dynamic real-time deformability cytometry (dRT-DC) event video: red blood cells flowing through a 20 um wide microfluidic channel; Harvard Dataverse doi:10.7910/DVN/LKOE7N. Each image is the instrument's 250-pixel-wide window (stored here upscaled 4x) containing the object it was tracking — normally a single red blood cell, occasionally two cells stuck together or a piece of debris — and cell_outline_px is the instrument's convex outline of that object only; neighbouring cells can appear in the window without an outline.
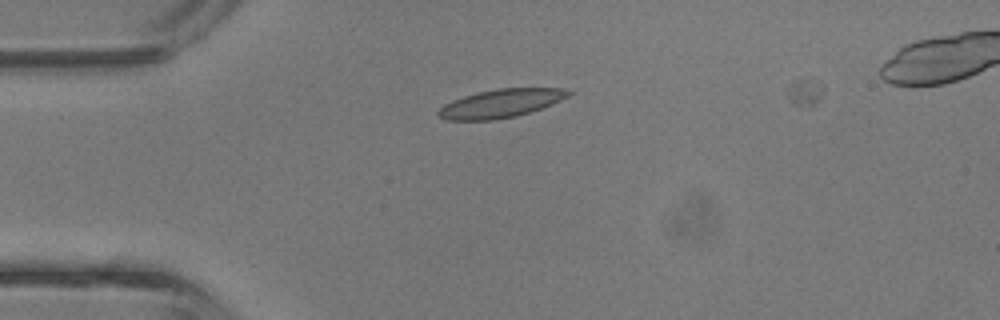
{"species": "common noctule bat (a hibernating species)", "species_latin": "Nyctalus noctula", "temperature_condition": "room temperature", "stored_images_in_passage": 2, "camera_frame_rate_fps": 3000, "um_per_image_px": 0.085, "animal": {"sex": "male", "body_mass_g": 13.3}, "frame": {"image": 1, "passage_image": 1, "time_ms": 0.0, "image_size_px": [1000, 320], "cell_outline_px": [[572, 92], [568, 96], [552, 104], [516, 116], [492, 120], [448, 120], [436, 116], [436, 112], [444, 104], [452, 100], [464, 96], [496, 88], [560, 88]], "centroid_in_image_um": [42.51, 8.79], "position_along_channel_um": 42.5, "area_um2": 21.33}}